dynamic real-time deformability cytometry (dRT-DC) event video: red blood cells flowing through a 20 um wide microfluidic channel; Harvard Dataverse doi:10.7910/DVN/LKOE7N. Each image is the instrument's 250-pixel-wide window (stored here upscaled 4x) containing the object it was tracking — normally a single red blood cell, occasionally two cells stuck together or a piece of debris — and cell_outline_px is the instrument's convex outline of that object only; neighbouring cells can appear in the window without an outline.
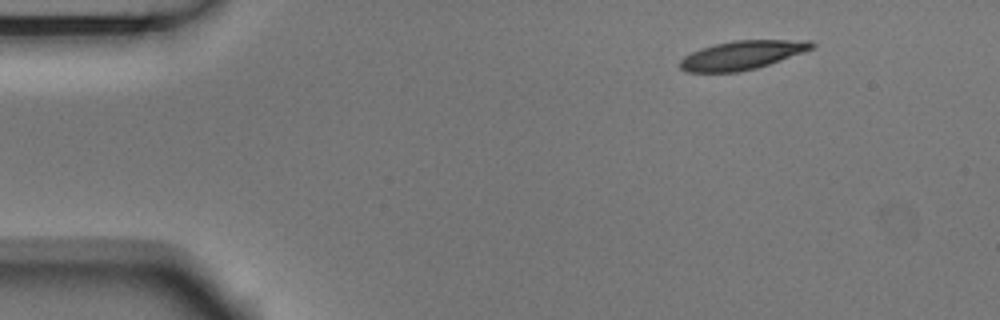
{"species": "Egyptian fruit bat (a non-hibernating species)", "species_latin": "Rousettus aegyptiacus", "temperature_condition": "room temperature", "stored_images_in_passage": 8, "camera_frame_rate_fps": 3000, "um_per_image_px": 0.085, "animal": {"sex": "male"}, "frame": {"image": 1, "passage_image": 1, "time_ms": 0.0, "image_size_px": [1000, 320], "cell_outline_px": [[816, 44], [812, 48], [780, 60], [756, 68], [740, 72], [688, 72], [680, 68], [680, 60], [684, 56], [692, 52], [716, 44], [736, 40], [808, 40]], "centroid_in_image_um": [63.06, 4.69], "position_along_channel_um": 21.9, "area_um2": 21.68}}
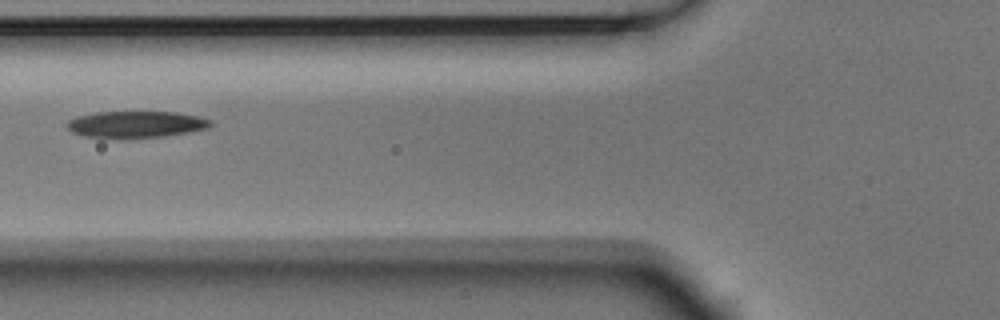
{"frame": {"image": 2, "passage_image": 5, "time_ms": 1.333, "image_size_px": [1000, 320], "cell_outline_px": [[212, 124], [208, 128], [164, 136], [84, 136], [72, 132], [68, 128], [68, 120], [76, 116], [96, 112], [176, 112], [196, 116], [212, 120]], "centroid_in_image_um": [11.57, 10.53], "position_along_channel_um": 114.2, "area_um2": 21.44}}
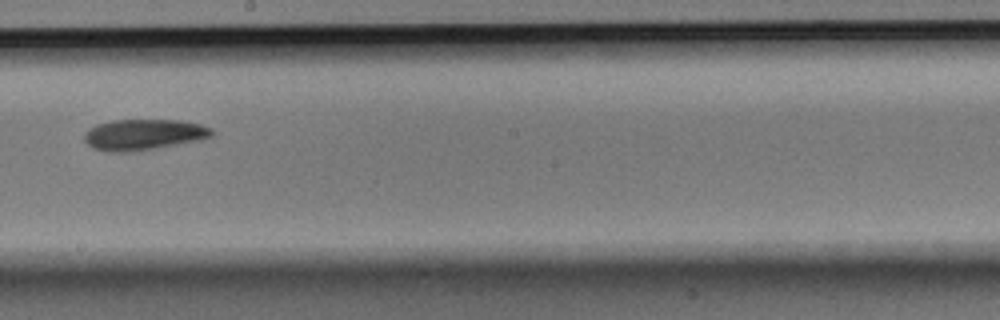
{"frame": {"image": 3, "passage_image": 8, "time_ms": 2.333, "image_size_px": [1000, 320], "cell_outline_px": [[212, 136], [200, 140], [128, 152], [108, 152], [92, 148], [84, 140], [84, 132], [88, 128], [96, 124], [112, 120], [180, 120], [200, 124], [212, 128]], "centroid_in_image_um": [12.16, 11.43], "position_along_channel_um": 236.0, "area_um2": 22.89}}